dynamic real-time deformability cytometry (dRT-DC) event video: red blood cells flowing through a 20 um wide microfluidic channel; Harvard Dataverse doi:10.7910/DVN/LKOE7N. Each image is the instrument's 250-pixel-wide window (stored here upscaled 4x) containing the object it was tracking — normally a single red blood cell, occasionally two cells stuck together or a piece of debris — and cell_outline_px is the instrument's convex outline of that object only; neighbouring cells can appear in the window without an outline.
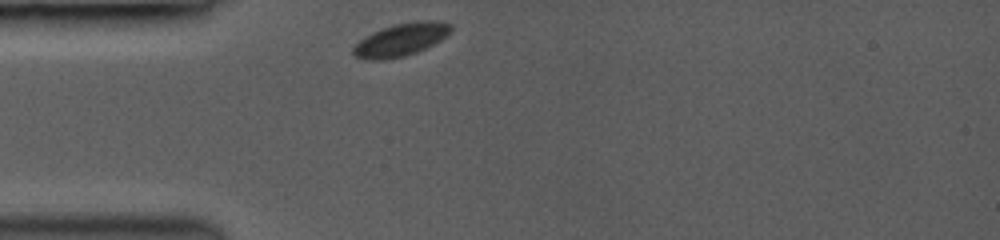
{"species": "common noctule bat (a hibernating species)", "species_latin": "Nyctalus noctula", "temperature_condition": "room temperature", "stored_images_in_passage": 29, "camera_frame_rate_fps": 3000, "um_per_image_px": 0.085, "animal": {"sex": "female", "body_mass_g": 19.0, "forearm_length_mm": 53.3}, "frame": {"image": 1, "passage_image": 1, "time_ms": 0.0, "image_size_px": [1000, 240], "cell_outline_px": [[452, 32], [440, 40], [416, 52], [404, 56], [380, 60], [364, 60], [352, 56], [352, 48], [364, 36], [372, 32], [396, 24], [420, 20], [436, 20], [452, 24]], "centroid_in_image_um": [34.06, 3.37], "position_along_channel_um": 50.9, "area_um2": 18.67}}
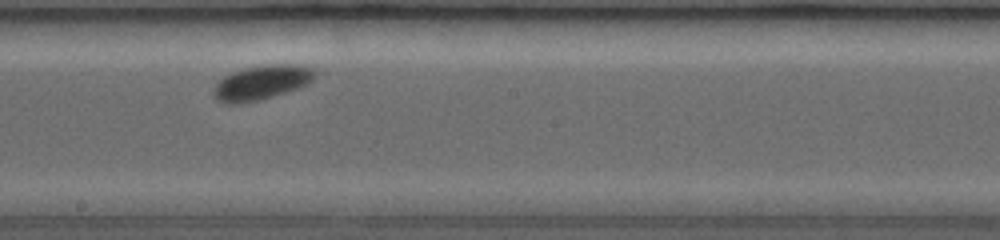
{"frame": {"image": 2, "passage_image": 16, "time_ms": 4.667, "image_size_px": [1000, 240], "cell_outline_px": [[316, 76], [308, 84], [260, 100], [232, 104], [224, 104], [216, 100], [212, 92], [212, 88], [224, 76], [232, 72], [244, 68], [264, 64], [296, 64], [316, 68]], "centroid_in_image_um": [22.23, 7.0], "position_along_channel_um": 226.0, "area_um2": 20.52}}
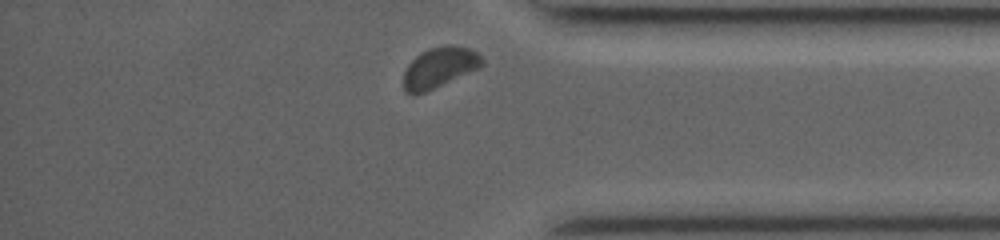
{"frame": {"image": 3, "passage_image": 29, "time_ms": 9.0, "image_size_px": [1000, 240], "cell_outline_px": [[484, 64], [480, 68], [424, 92], [412, 96], [404, 92], [404, 72], [408, 64], [420, 52], [428, 48], [452, 44], [468, 48], [476, 52], [484, 60]], "centroid_in_image_um": [37.34, 5.73], "position_along_channel_um": 397.9, "area_um2": 18.55}, "authors_computed_cell_mechanics": {"area_um2": 18.9584, "velocity_mm_per_s": 3.996, "shape_relaxation_time_tau1_ms": 0.5222, "shape_relaxation_time_tau2_ms": null, "deformation_change_tau1": 0.0457, "deformation_change_tau2": null}}